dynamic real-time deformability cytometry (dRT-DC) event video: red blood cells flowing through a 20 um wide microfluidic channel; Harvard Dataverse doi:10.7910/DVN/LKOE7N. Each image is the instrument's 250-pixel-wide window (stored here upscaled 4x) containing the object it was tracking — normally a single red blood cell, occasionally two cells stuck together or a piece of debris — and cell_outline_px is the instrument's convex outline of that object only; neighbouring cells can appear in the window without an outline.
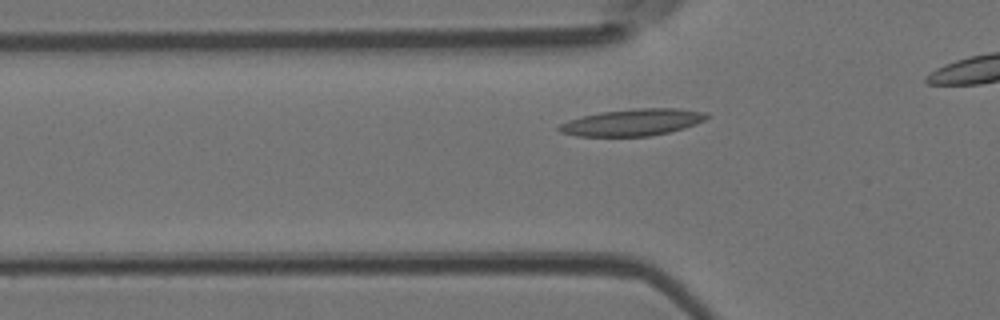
{"species": "Egyptian fruit bat (a non-hibernating species)", "species_latin": "Rousettus aegyptiacus", "temperature_condition": "room temperature", "stored_images_in_passage": 31, "camera_frame_rate_fps": 3000, "um_per_image_px": 0.085, "animal": {"sex": "female"}, "frame": {"image": 1, "passage_image": 7, "time_ms": 2.0, "image_size_px": [1000, 320], "cell_outline_px": [[712, 116], [696, 124], [684, 128], [668, 132], [648, 136], [576, 136], [560, 132], [556, 128], [560, 124], [568, 120], [600, 112], [640, 108], [676, 108], [704, 112]], "centroid_in_image_um": [53.77, 10.4], "position_along_channel_um": 72.0, "area_um2": 22.95}}
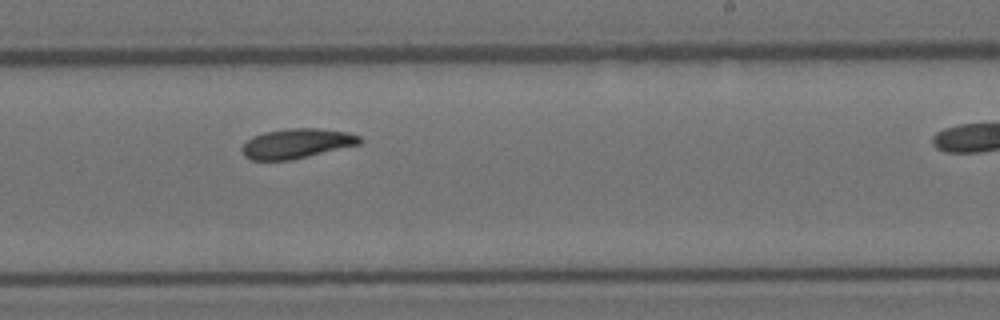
{"frame": {"image": 2, "passage_image": 21, "time_ms": 6.667, "image_size_px": [1000, 320], "cell_outline_px": [[364, 140], [360, 144], [292, 160], [252, 160], [244, 156], [240, 148], [252, 136], [264, 132], [288, 128], [316, 128], [348, 132], [360, 136]], "centroid_in_image_um": [25.22, 12.19], "position_along_channel_um": 263.8, "area_um2": 20.52}}
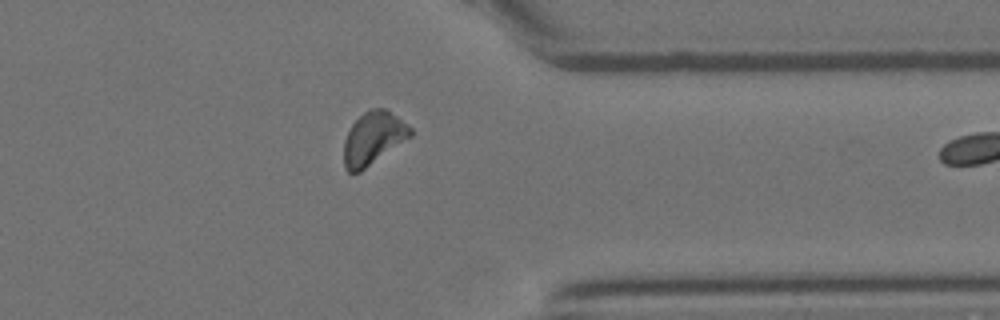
{"frame": {"image": 3, "passage_image": 30, "time_ms": 9.667, "image_size_px": [1000, 320], "cell_outline_px": [[412, 136], [360, 172], [348, 172], [344, 168], [344, 140], [352, 124], [364, 112], [372, 108], [384, 108], [408, 124], [412, 128]], "centroid_in_image_um": [31.73, 11.76], "position_along_channel_um": 379.7, "area_um2": 20.35}}